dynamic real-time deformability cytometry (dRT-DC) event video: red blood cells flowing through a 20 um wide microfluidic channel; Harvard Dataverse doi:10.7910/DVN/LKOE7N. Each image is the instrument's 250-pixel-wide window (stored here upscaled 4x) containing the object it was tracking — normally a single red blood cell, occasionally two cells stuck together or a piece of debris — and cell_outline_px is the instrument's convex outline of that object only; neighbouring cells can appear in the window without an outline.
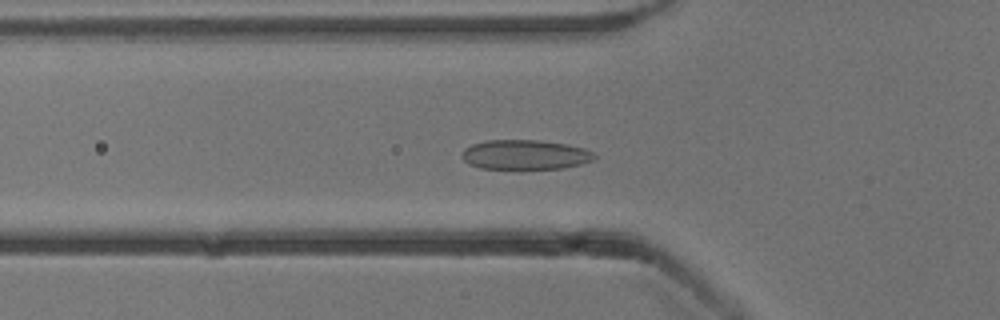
{"species": "common noctule bat (a hibernating species)", "species_latin": "Nyctalus noctula", "temperature_condition": "cold", "stored_images_in_passage": 47, "camera_frame_rate_fps": 3000, "um_per_image_px": 0.085, "animal": {"sex": "male", "body_mass_g": 13.3}, "frame": {"image": 1, "passage_image": 12, "time_ms": 3.667, "image_size_px": [1000, 320], "cell_outline_px": [[596, 156], [592, 160], [580, 164], [564, 168], [480, 168], [468, 164], [460, 156], [464, 148], [472, 144], [488, 140], [540, 140], [568, 144], [584, 148], [592, 152]], "centroid_in_image_um": [44.61, 13.14], "position_along_channel_um": 81.2, "area_um2": 22.83}}
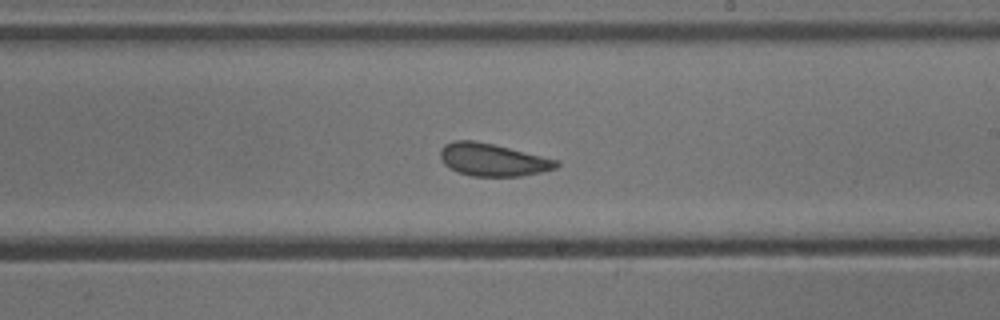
{"frame": {"image": 2, "passage_image": 25, "time_ms": 8.0, "image_size_px": [1000, 320], "cell_outline_px": [[560, 164], [556, 168], [540, 172], [520, 176], [472, 176], [460, 172], [444, 164], [440, 156], [440, 148], [444, 144], [452, 140], [472, 140], [492, 144], [560, 160]], "centroid_in_image_um": [41.88, 13.57], "position_along_channel_um": 247.1, "area_um2": 21.91}}
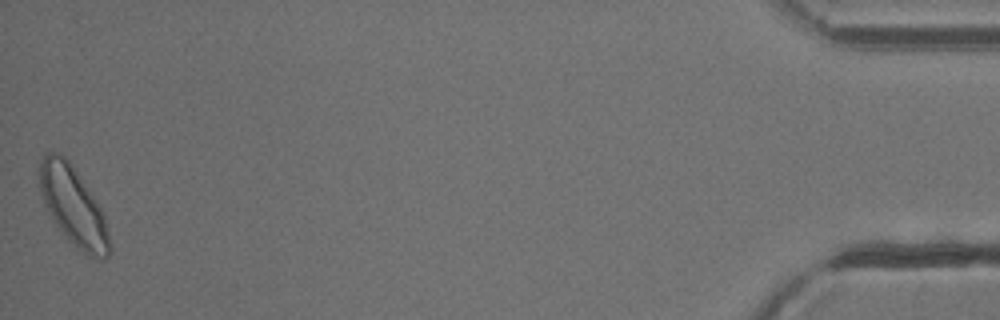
{"frame": {"image": 3, "passage_image": 47, "time_ms": 15.333, "image_size_px": [1000, 320], "cell_outline_px": [[112, 252], [104, 260], [96, 260], [88, 256], [68, 240], [56, 224], [48, 212], [44, 204], [40, 192], [36, 172], [40, 160], [44, 152], [60, 152], [68, 160], [96, 200], [104, 216], [112, 248]], "centroid_in_image_um": [6.2, 17.52], "position_along_channel_um": 429.0, "area_um2": 32.54}, "authors_computed_cell_mechanics": {"area_um2": 23.0622, "velocity_mm_per_s": 3.809, "shape_relaxation_time_tau1_ms": 3.3588, "shape_relaxation_time_tau2_ms": 1.3626, "deformation_change_tau1": 0.0869, "deformation_change_tau2": 0.0673}}